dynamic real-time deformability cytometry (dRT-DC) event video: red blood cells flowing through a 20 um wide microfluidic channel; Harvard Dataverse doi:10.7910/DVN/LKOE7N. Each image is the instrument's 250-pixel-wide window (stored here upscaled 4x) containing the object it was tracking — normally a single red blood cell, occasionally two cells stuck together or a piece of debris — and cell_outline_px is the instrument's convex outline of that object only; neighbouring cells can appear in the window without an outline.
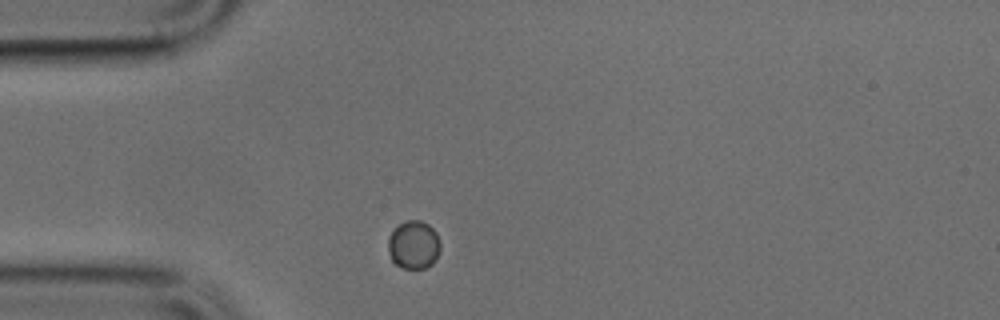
{"species": "common noctule bat (a hibernating species)", "species_latin": "Nyctalus noctula", "temperature_condition": "cold", "stored_images_in_passage": 39, "camera_frame_rate_fps": 3000, "um_per_image_px": 0.085, "animal": {"sex": "male", "body_mass_g": 17.9, "forearm_length_mm": 54.2}, "frame": {"image": 1, "passage_image": 1, "time_ms": 0.0, "image_size_px": [1000, 320], "cell_outline_px": [[440, 248], [436, 260], [432, 264], [424, 268], [404, 268], [396, 264], [392, 260], [388, 248], [388, 236], [404, 220], [420, 220], [428, 224], [436, 232], [440, 240]], "centroid_in_image_um": [35.18, 20.8], "position_along_channel_um": 49.8, "area_um2": 14.68}}
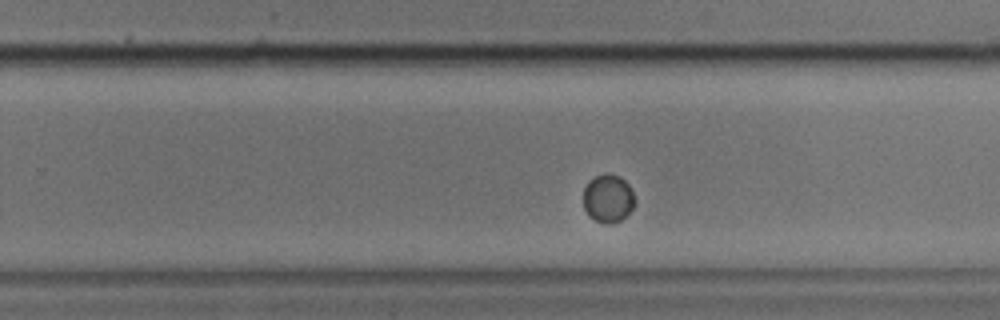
{"frame": {"image": 2, "passage_image": 20, "time_ms": 6.333, "image_size_px": [1000, 320], "cell_outline_px": [[636, 204], [620, 220], [612, 224], [604, 224], [588, 216], [584, 208], [584, 188], [588, 180], [596, 176], [620, 176], [628, 184], [636, 200]], "centroid_in_image_um": [51.68, 16.9], "position_along_channel_um": 278.1, "area_um2": 14.22}}
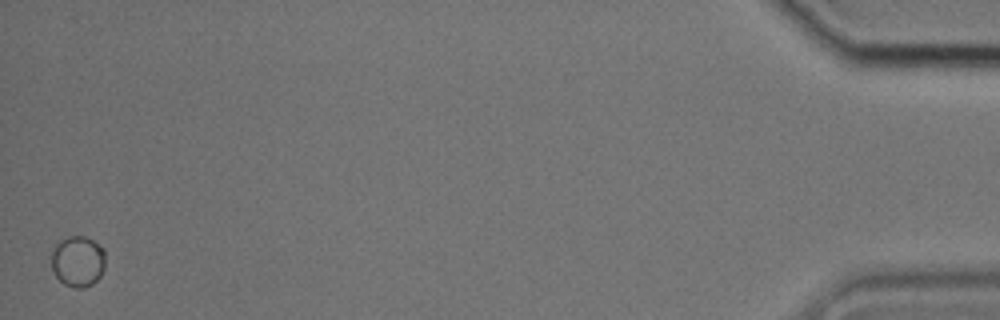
{"frame": {"image": 3, "passage_image": 39, "time_ms": 12.667, "image_size_px": [1000, 320], "cell_outline_px": [[104, 268], [100, 276], [92, 284], [80, 288], [76, 288], [64, 284], [56, 276], [52, 268], [52, 252], [56, 244], [60, 240], [68, 236], [84, 236], [92, 240], [104, 248]], "centroid_in_image_um": [6.62, 22.2], "position_along_channel_um": 428.6, "area_um2": 15.9}}